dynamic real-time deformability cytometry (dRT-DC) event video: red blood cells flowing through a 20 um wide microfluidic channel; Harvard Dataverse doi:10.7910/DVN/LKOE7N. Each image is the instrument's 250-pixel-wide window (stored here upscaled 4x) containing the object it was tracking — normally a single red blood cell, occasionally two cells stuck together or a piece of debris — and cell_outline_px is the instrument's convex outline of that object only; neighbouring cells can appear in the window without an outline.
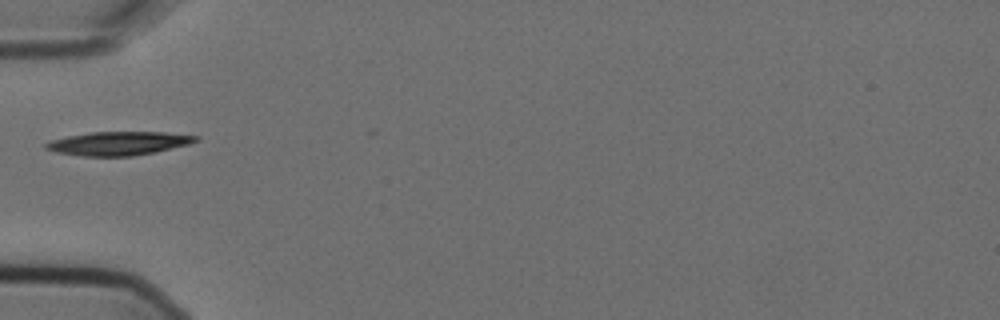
{"species": "Egyptian fruit bat (a non-hibernating species)", "species_latin": "Rousettus aegyptiacus", "temperature_condition": "cold", "stored_images_in_passage": 5, "camera_frame_rate_fps": 3000, "um_per_image_px": 0.085, "animal": {"sex": "female"}, "frame": {"image": 1, "passage_image": 5, "time_ms": 1.333, "image_size_px": [1000, 320], "cell_outline_px": [[200, 140], [188, 144], [156, 152], [132, 156], [80, 156], [56, 152], [44, 148], [44, 144], [52, 140], [68, 136], [92, 132], [164, 132], [200, 136]], "centroid_in_image_um": [10.09, 12.19], "position_along_channel_um": 74.9, "area_um2": 20.63}}